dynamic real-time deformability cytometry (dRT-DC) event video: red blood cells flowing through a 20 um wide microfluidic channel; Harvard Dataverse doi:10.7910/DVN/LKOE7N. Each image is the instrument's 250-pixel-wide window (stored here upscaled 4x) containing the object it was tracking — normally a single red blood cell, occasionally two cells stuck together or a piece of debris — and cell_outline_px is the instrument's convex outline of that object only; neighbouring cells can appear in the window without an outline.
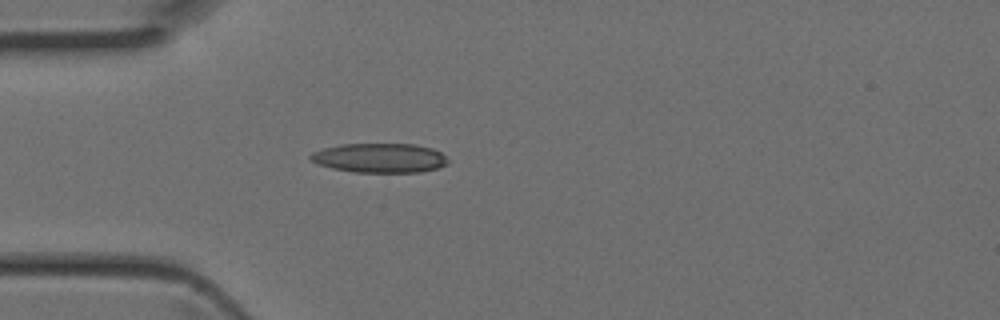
{"species": "Egyptian fruit bat (a non-hibernating species)", "species_latin": "Rousettus aegyptiacus", "temperature_condition": "room temperature", "stored_images_in_passage": 29, "camera_frame_rate_fps": 3000, "um_per_image_px": 0.085, "animal": {"sex": "female"}, "frame": {"image": 1, "passage_image": 1, "time_ms": 0.0, "image_size_px": [1000, 320], "cell_outline_px": [[448, 160], [440, 168], [420, 172], [356, 172], [332, 168], [320, 164], [312, 160], [308, 156], [312, 152], [324, 148], [340, 144], [412, 144], [432, 148], [440, 152]], "centroid_in_image_um": [32.27, 13.42], "position_along_channel_um": 52.7, "area_um2": 23.35}}
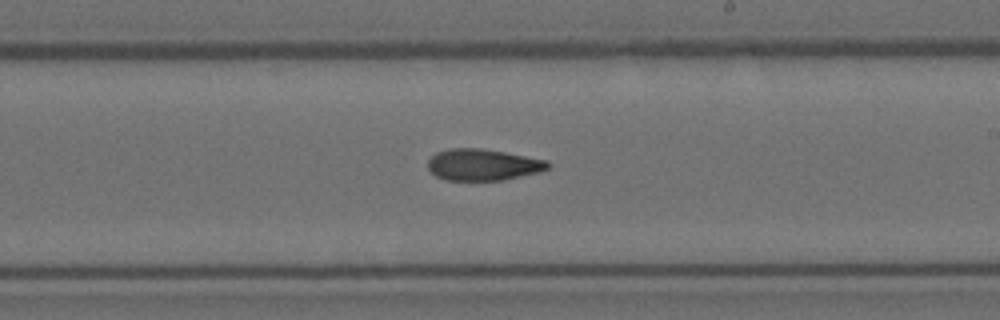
{"frame": {"image": 2, "passage_image": 14, "time_ms": 4.333, "image_size_px": [1000, 320], "cell_outline_px": [[552, 164], [548, 168], [540, 172], [500, 180], [444, 180], [436, 176], [428, 168], [428, 160], [436, 152], [448, 148], [480, 148], [504, 152], [548, 160]], "centroid_in_image_um": [41.05, 13.99], "position_along_channel_um": 248.0, "area_um2": 22.02}}
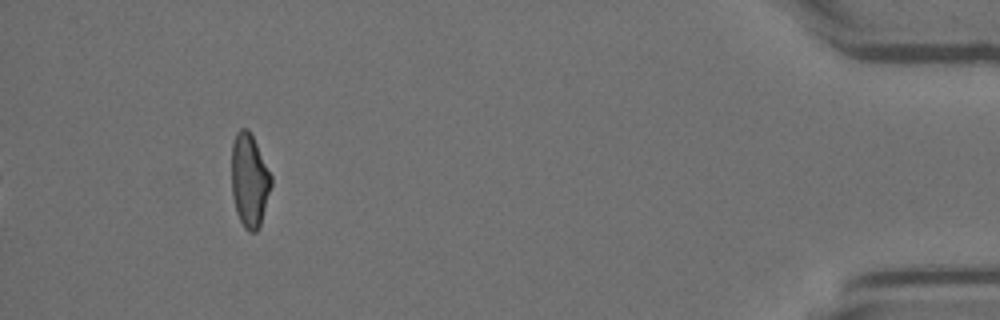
{"frame": {"image": 3, "passage_image": 29, "time_ms": 9.333, "image_size_px": [1000, 320], "cell_outline_px": [[272, 184], [260, 228], [256, 232], [248, 232], [244, 228], [236, 212], [232, 192], [232, 144], [236, 132], [240, 128], [248, 128], [272, 176]], "centroid_in_image_um": [21.21, 15.36], "position_along_channel_um": 414.0, "area_um2": 21.62}}